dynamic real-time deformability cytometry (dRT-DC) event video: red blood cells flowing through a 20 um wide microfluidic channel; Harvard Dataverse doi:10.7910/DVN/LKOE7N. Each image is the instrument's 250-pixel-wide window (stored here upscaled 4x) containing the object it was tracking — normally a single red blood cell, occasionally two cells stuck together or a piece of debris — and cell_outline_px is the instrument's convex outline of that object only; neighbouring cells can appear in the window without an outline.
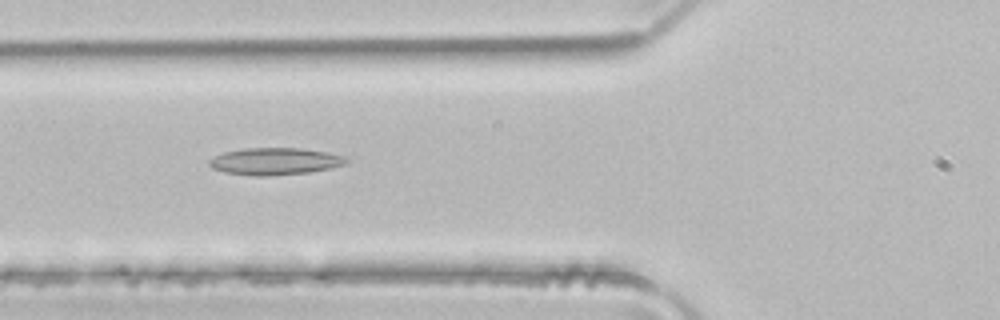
{"species": "common noctule bat (a hibernating species)", "species_latin": "Nyctalus noctula", "temperature_condition": "room temperature", "stored_images_in_passage": 5, "camera_frame_rate_fps": 3000, "um_per_image_px": 0.085, "animal": {"sex": "male", "body_mass_g": 21.5, "forearm_length_mm": 52.0}, "frame": {"image": 1, "passage_image": 4, "time_ms": 1.0, "image_size_px": [1000, 320], "cell_outline_px": [[348, 160], [344, 164], [332, 168], [308, 172], [268, 176], [256, 176], [224, 172], [212, 168], [208, 164], [208, 160], [224, 152], [244, 148], [300, 148], [328, 152], [340, 156]], "centroid_in_image_um": [23.33, 13.71], "position_along_channel_um": 102.5, "area_um2": 21.44}}
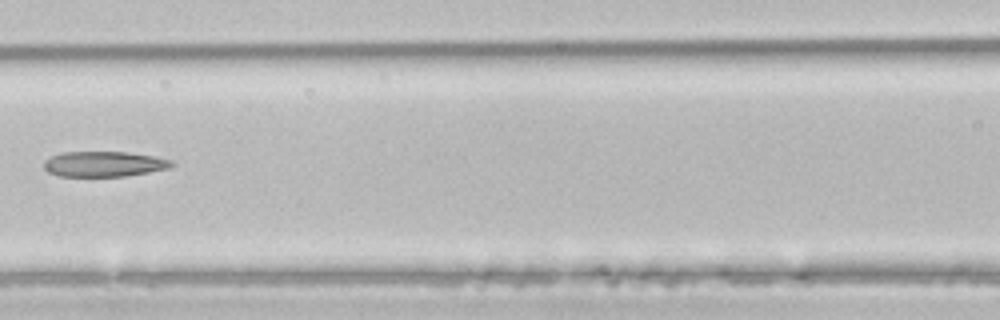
{"frame": {"image": 2, "passage_image": 5, "time_ms": 1.333, "image_size_px": [1000, 320], "cell_outline_px": [[176, 164], [172, 168], [124, 176], [60, 176], [48, 172], [44, 168], [44, 160], [60, 152], [128, 152], [156, 156], [172, 160]], "centroid_in_image_um": [8.88, 13.93], "position_along_channel_um": 157.7, "area_um2": 19.02}}